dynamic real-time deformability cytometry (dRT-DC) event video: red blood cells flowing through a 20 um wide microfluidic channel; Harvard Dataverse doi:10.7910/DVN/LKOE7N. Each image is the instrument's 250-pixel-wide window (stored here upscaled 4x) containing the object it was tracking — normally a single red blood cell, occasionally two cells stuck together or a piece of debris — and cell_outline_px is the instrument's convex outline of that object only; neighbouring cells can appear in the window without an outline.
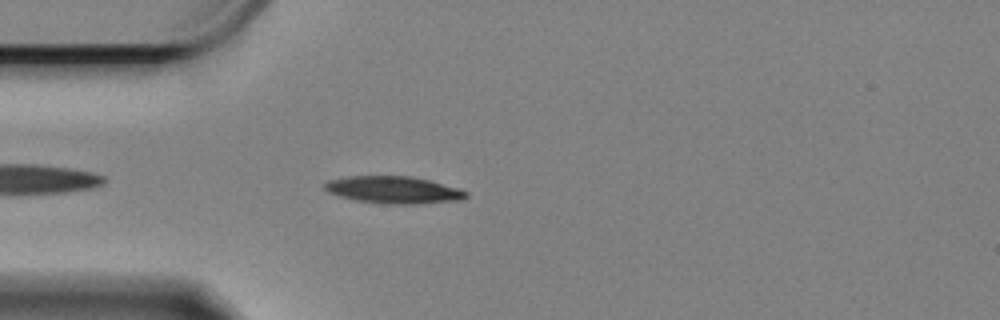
{"species": "Egyptian fruit bat (a non-hibernating species)", "species_latin": "Rousettus aegyptiacus", "temperature_condition": "cold", "stored_images_in_passage": 48, "camera_frame_rate_fps": 3000, "um_per_image_px": 0.085, "animal": {"sex": "female"}, "frame": {"image": 1, "passage_image": 4, "time_ms": 1.0, "image_size_px": [1000, 320], "cell_outline_px": [[468, 196], [460, 200], [412, 204], [388, 204], [356, 200], [340, 196], [328, 192], [324, 188], [324, 184], [328, 180], [348, 176], [412, 176], [460, 188], [468, 192]], "centroid_in_image_um": [33.46, 16.13], "position_along_channel_um": 51.5, "area_um2": 22.31}}
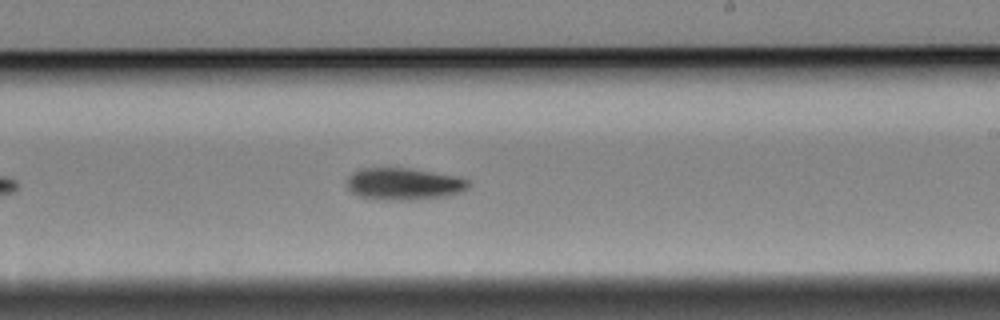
{"frame": {"image": 2, "passage_image": 23, "time_ms": 7.333, "image_size_px": [1000, 320], "cell_outline_px": [[468, 188], [460, 192], [444, 196], [416, 200], [388, 200], [360, 196], [352, 192], [348, 188], [348, 176], [352, 172], [360, 168], [408, 168], [452, 176], [468, 180]], "centroid_in_image_um": [34.28, 15.64], "position_along_channel_um": 254.7, "area_um2": 22.31}}
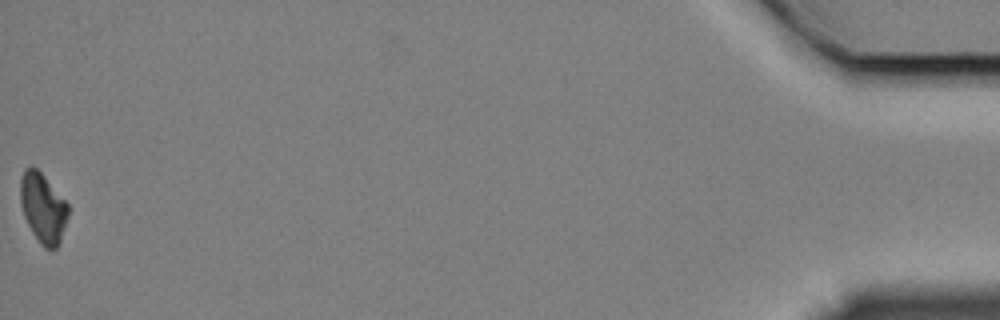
{"frame": {"image": 3, "passage_image": 48, "time_ms": 15.667, "image_size_px": [1000, 320], "cell_outline_px": [[68, 216], [60, 244], [56, 248], [44, 248], [40, 244], [32, 232], [24, 216], [20, 204], [20, 176], [24, 168], [36, 168], [44, 176], [68, 204]], "centroid_in_image_um": [3.64, 17.69], "position_along_channel_um": 431.6, "area_um2": 19.36}, "authors_computed_cell_mechanics": {"area_um2": 21.8484, "velocity_mm_per_s": 3.3132, "shape_relaxation_time_tau1_ms": 2.4515, "shape_relaxation_time_tau2_ms": null, "deformation_change_tau1": 0.1178, "deformation_change_tau2": null}}